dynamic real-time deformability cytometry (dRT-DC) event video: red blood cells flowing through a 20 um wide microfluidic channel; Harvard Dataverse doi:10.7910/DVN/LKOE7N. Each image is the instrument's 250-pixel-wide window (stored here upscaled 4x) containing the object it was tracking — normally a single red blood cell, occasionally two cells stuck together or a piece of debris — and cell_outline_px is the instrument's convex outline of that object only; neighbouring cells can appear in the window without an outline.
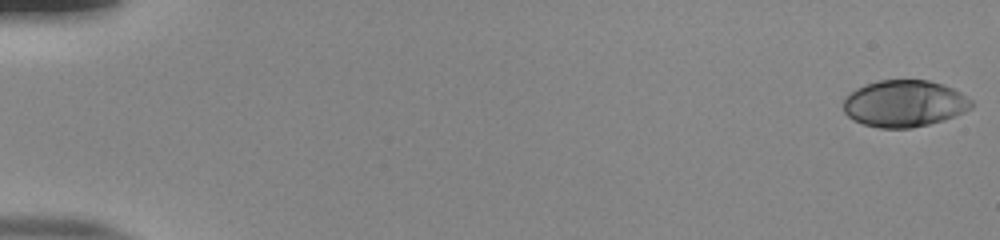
{"species": "human", "species_latin": "Homo sapiens", "temperature_condition": "room temperature", "stored_images_in_passage": 54, "camera_frame_rate_fps": 3000, "um_per_image_px": 0.085, "donor": {"sex": "male"}, "frame": {"image": 1, "passage_image": 1, "time_ms": 0.0, "image_size_px": [1000, 240], "cell_outline_px": [[972, 108], [964, 112], [944, 120], [912, 128], [880, 128], [864, 124], [852, 120], [844, 112], [844, 100], [856, 88], [864, 84], [880, 80], [928, 80], [944, 84], [960, 92], [972, 100]], "centroid_in_image_um": [76.88, 8.8], "position_along_channel_um": 8.1, "area_um2": 34.91}}
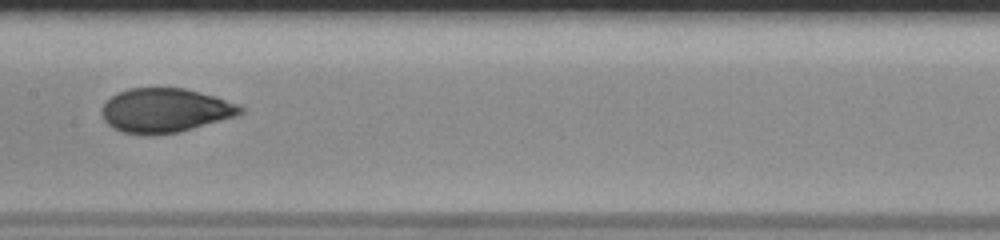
{"frame": {"image": 2, "passage_image": 29, "time_ms": 9.333, "image_size_px": [1000, 240], "cell_outline_px": [[244, 112], [236, 116], [180, 132], [152, 136], [120, 132], [112, 128], [104, 120], [100, 112], [104, 104], [112, 96], [128, 88], [184, 88], [240, 104], [244, 108]], "centroid_in_image_um": [14.02, 9.41], "position_along_channel_um": 193.4, "area_um2": 35.84}}
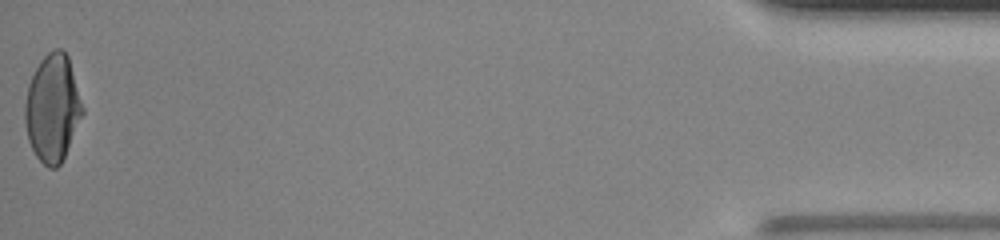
{"frame": {"image": 3, "passage_image": 54, "time_ms": 17.667, "image_size_px": [1000, 240], "cell_outline_px": [[84, 112], [64, 156], [60, 164], [56, 168], [48, 168], [36, 156], [28, 140], [24, 120], [24, 104], [28, 84], [40, 60], [48, 52], [56, 48], [60, 48], [68, 56], [84, 108]], "centroid_in_image_um": [4.45, 9.18], "position_along_channel_um": 430.7, "area_um2": 35.89}, "authors_computed_cell_mechanics": {"area_um2": 35.3447, "velocity_mm_per_s": 3.8873, "shape_relaxation_time_tau1_ms": 6.3992, "shape_relaxation_time_tau2_ms": null, "deformation_change_tau1": 0.2151, "deformation_change_tau2": null}}